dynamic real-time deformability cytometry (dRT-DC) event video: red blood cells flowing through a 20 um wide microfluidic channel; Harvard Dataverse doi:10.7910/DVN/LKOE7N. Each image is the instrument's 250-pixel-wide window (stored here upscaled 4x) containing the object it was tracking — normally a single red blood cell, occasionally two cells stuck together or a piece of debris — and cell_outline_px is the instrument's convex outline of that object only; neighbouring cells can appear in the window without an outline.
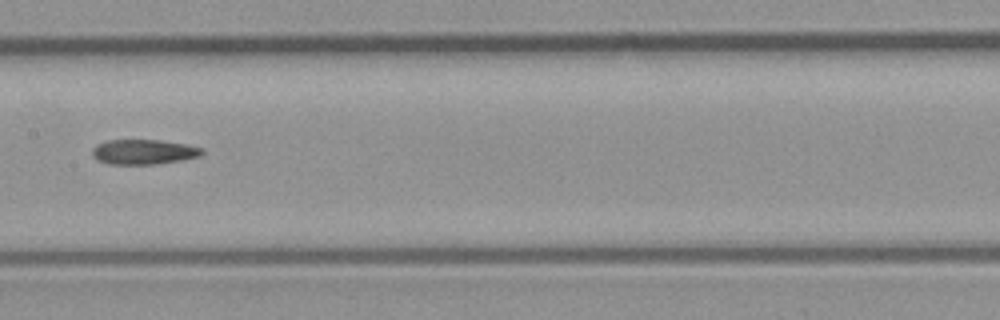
{"species": "common noctule bat (a hibernating species)", "species_latin": "Nyctalus noctula", "temperature_condition": "room temperature", "stored_images_in_passage": 36, "camera_frame_rate_fps": 3000, "um_per_image_px": 0.085, "animal": {"sex": "male", "body_mass_g": 23.1, "forearm_length_mm": 52.7}, "frame": {"image": 1, "passage_image": 11, "time_ms": 3.333, "image_size_px": [1000, 320], "cell_outline_px": [[204, 152], [200, 156], [180, 160], [156, 164], [108, 164], [96, 160], [92, 156], [92, 148], [96, 144], [108, 140], [160, 140], [184, 144], [204, 148]], "centroid_in_image_um": [12.17, 12.91], "position_along_channel_um": 195.2, "area_um2": 16.01}}
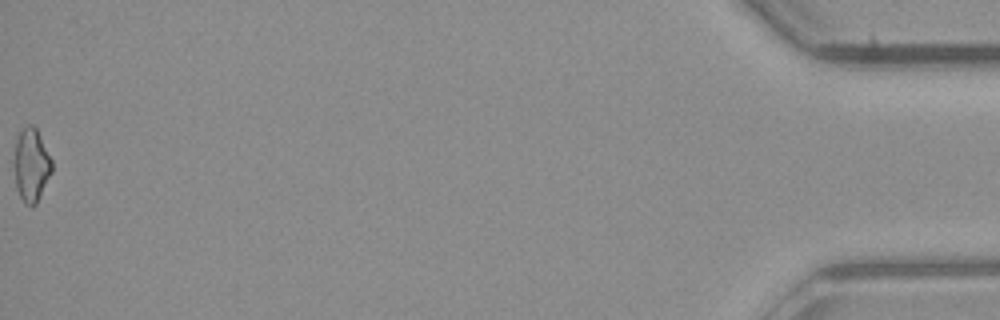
{"frame": {"image": 2, "passage_image": 36, "time_ms": 11.667, "image_size_px": [1000, 320], "cell_outline_px": [[52, 172], [36, 204], [24, 204], [16, 188], [16, 140], [20, 132], [28, 124], [32, 124], [36, 128], [52, 160]], "centroid_in_image_um": [2.69, 14.03], "position_along_channel_um": 432.5, "area_um2": 15.55}}